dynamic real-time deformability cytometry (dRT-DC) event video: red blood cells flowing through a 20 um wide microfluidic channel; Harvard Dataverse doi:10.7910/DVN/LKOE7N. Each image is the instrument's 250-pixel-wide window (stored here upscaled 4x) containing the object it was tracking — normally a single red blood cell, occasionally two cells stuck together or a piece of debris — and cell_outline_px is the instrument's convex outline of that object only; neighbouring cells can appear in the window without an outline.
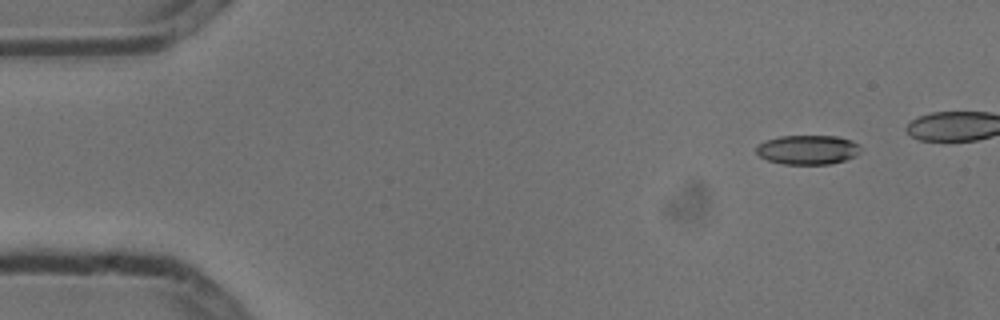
{"species": "common noctule bat (a hibernating species)", "species_latin": "Nyctalus noctula", "temperature_condition": "cold", "stored_images_in_passage": 6, "camera_frame_rate_fps": 3000, "um_per_image_px": 0.085, "animal": {"sex": "male", "body_mass_g": 13.3}, "frame": {"image": 1, "passage_image": 2, "time_ms": 0.333, "image_size_px": [1000, 320], "cell_outline_px": [[860, 148], [856, 156], [832, 164], [784, 164], [768, 160], [760, 156], [756, 152], [756, 144], [764, 140], [780, 136], [836, 136], [852, 140], [860, 144]], "centroid_in_image_um": [68.65, 12.72], "position_along_channel_um": 16.4, "area_um2": 17.98}}